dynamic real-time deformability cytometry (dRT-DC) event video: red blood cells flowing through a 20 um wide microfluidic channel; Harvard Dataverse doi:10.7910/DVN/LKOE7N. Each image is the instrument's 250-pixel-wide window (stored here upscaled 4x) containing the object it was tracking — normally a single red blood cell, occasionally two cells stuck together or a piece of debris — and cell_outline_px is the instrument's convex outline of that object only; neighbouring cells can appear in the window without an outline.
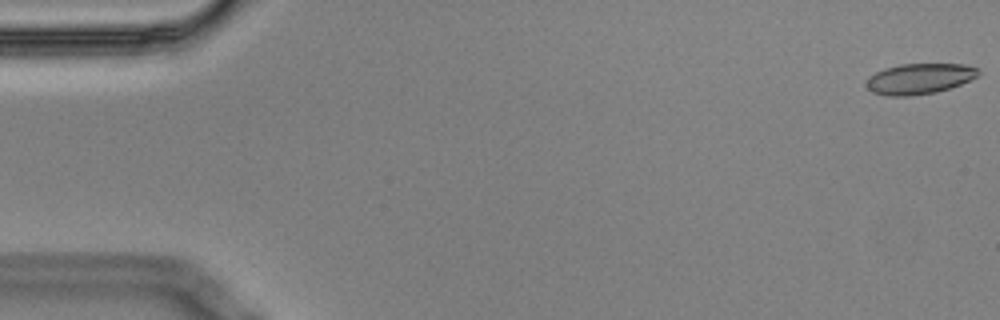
{"species": "Egyptian fruit bat (a non-hibernating species)", "species_latin": "Rousettus aegyptiacus", "temperature_condition": "cold", "stored_images_in_passage": 15, "camera_frame_rate_fps": 3000, "um_per_image_px": 0.085, "animal": {"sex": "male"}, "frame": {"image": 1, "passage_image": 1, "time_ms": 0.0, "image_size_px": [1000, 320], "cell_outline_px": [[980, 72], [976, 76], [960, 84], [936, 92], [908, 96], [888, 96], [872, 92], [864, 84], [868, 76], [884, 68], [900, 64], [964, 64], [980, 68]], "centroid_in_image_um": [78.11, 6.68], "position_along_channel_um": 6.9, "area_um2": 20.0}}
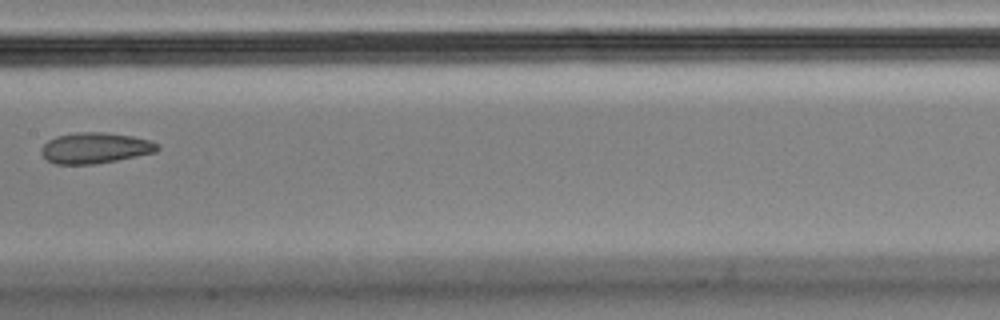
{"frame": {"image": 2, "passage_image": 8, "time_ms": 2.333, "image_size_px": [1000, 320], "cell_outline_px": [[160, 148], [156, 152], [116, 160], [92, 164], [56, 164], [48, 160], [40, 152], [40, 148], [48, 140], [56, 136], [76, 132], [104, 132], [132, 136], [152, 140], [160, 144]], "centroid_in_image_um": [8.1, 12.56], "position_along_channel_um": 199.3, "area_um2": 20.92}}
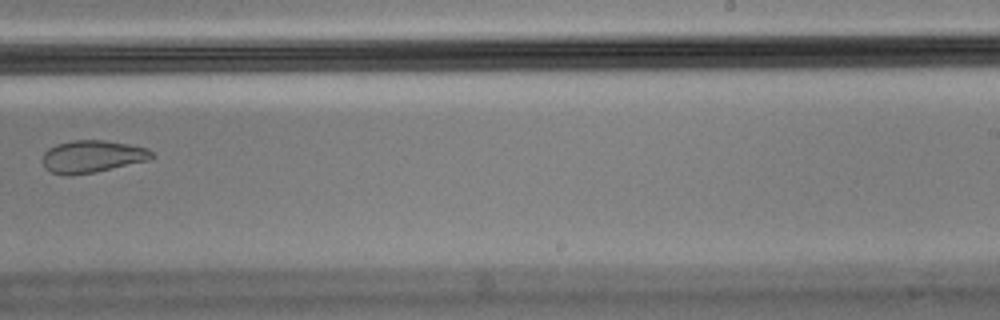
{"frame": {"image": 3, "passage_image": 10, "time_ms": 3.0, "image_size_px": [1000, 320], "cell_outline_px": [[156, 156], [148, 160], [96, 172], [72, 176], [64, 176], [52, 172], [44, 168], [44, 152], [48, 148], [56, 144], [72, 140], [104, 140], [128, 144], [148, 148]], "centroid_in_image_um": [7.83, 13.31], "position_along_channel_um": 281.2, "area_um2": 20.69}}